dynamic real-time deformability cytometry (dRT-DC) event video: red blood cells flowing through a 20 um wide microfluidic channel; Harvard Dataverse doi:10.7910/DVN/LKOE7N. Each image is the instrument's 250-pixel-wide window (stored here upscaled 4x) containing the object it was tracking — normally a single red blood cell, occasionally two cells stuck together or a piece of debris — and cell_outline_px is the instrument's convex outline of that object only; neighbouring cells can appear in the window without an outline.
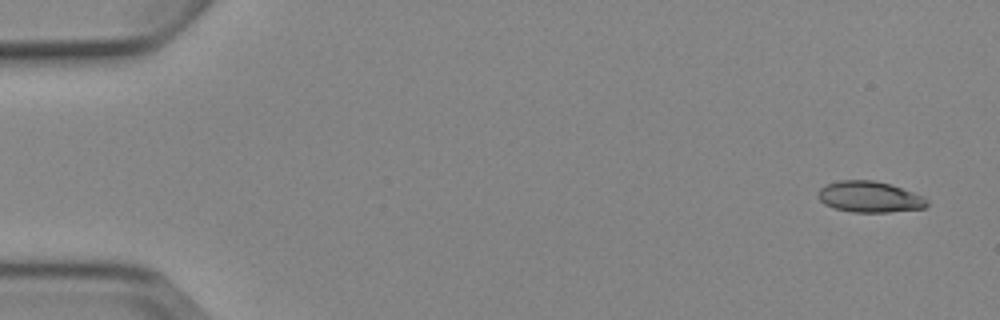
{"species": "Egyptian fruit bat (a non-hibernating species)", "species_latin": "Rousettus aegyptiacus", "temperature_condition": "cold", "stored_images_in_passage": 4, "camera_frame_rate_fps": 3000, "um_per_image_px": 0.085, "animal": {"sex": "female"}, "frame": {"image": 1, "passage_image": 1, "time_ms": 0.0, "image_size_px": [1000, 320], "cell_outline_px": [[928, 204], [924, 208], [888, 212], [852, 212], [836, 208], [824, 204], [816, 196], [816, 192], [820, 188], [828, 184], [840, 180], [872, 180], [892, 184], [924, 196], [928, 200]], "centroid_in_image_um": [73.92, 16.73], "position_along_channel_um": 11.1, "area_um2": 19.83}}
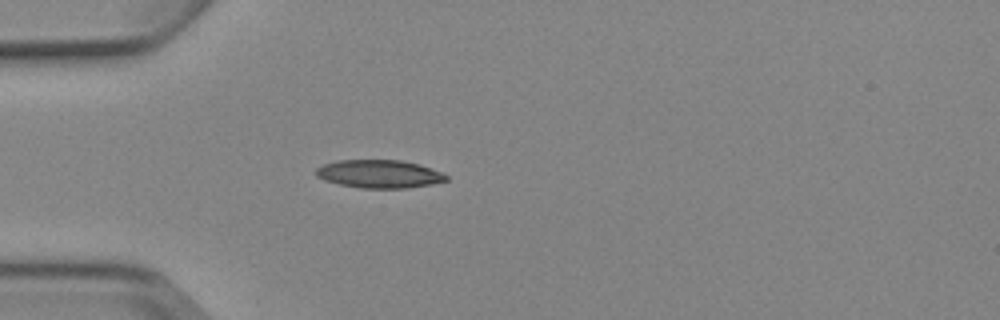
{"frame": {"image": 2, "passage_image": 4, "time_ms": 4.333, "image_size_px": [1000, 320], "cell_outline_px": [[448, 180], [432, 184], [404, 188], [360, 188], [340, 184], [324, 180], [316, 176], [316, 168], [324, 164], [336, 160], [400, 160], [420, 164], [444, 172], [448, 176]], "centroid_in_image_um": [32.26, 14.78], "position_along_channel_um": 52.7, "area_um2": 21.44}}